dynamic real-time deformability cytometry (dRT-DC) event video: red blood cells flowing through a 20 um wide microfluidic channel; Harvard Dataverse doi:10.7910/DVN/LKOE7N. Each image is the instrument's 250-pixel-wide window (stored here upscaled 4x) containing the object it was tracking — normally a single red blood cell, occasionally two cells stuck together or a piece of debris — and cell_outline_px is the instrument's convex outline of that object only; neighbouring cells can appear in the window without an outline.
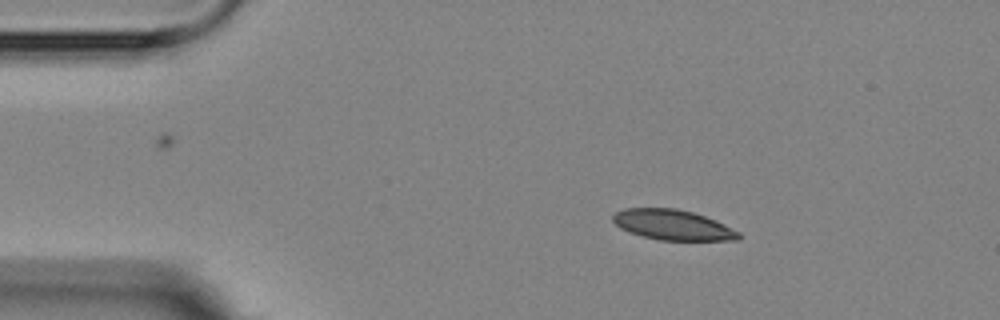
{"species": "Egyptian fruit bat (a non-hibernating species)", "species_latin": "Rousettus aegyptiacus", "temperature_condition": "room temperature", "stored_images_in_passage": 4, "camera_frame_rate_fps": 3000, "um_per_image_px": 0.085, "animal": {"sex": "female"}, "frame": {"image": 1, "passage_image": 2, "time_ms": 1.333, "image_size_px": [1000, 320], "cell_outline_px": [[740, 240], [660, 240], [644, 236], [620, 228], [612, 220], [612, 216], [616, 212], [624, 208], [676, 208], [692, 212], [716, 220], [740, 232]], "centroid_in_image_um": [57.2, 19.11], "position_along_channel_um": 27.8, "area_um2": 22.02}}
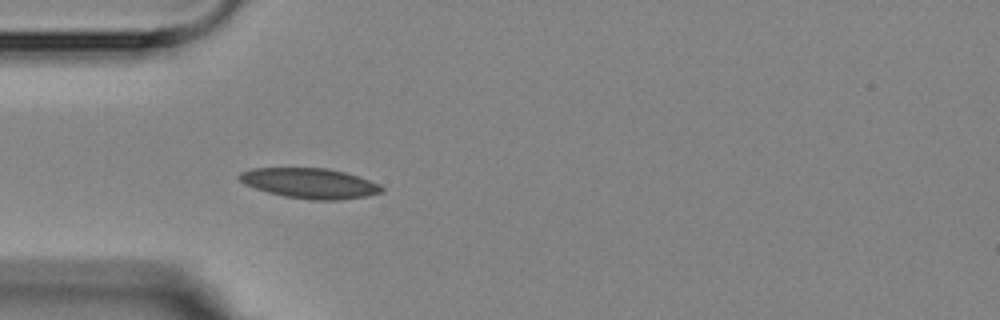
{"frame": {"image": 2, "passage_image": 4, "time_ms": 3.667, "image_size_px": [1000, 320], "cell_outline_px": [[384, 192], [368, 196], [340, 200], [312, 200], [284, 196], [268, 192], [244, 184], [236, 176], [240, 172], [252, 168], [328, 168], [360, 176], [380, 184], [384, 188]], "centroid_in_image_um": [26.37, 15.58], "position_along_channel_um": 58.6, "area_um2": 25.26}}